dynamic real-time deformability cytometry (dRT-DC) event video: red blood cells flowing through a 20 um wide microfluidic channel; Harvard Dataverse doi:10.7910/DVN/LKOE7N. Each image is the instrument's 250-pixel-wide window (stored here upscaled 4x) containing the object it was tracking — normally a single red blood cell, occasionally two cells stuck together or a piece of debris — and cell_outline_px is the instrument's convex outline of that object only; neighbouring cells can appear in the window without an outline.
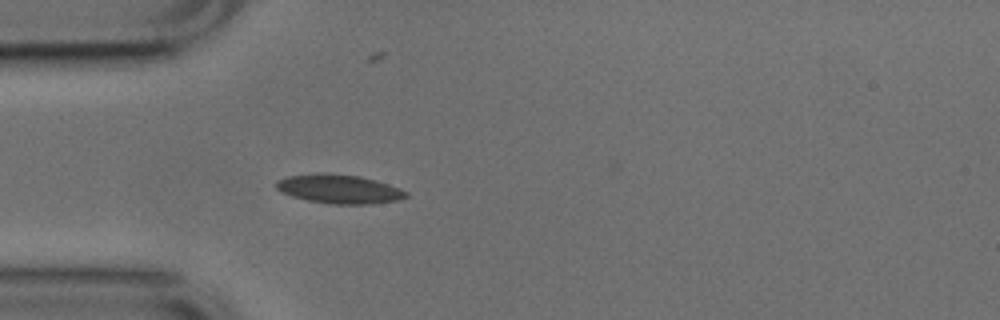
{"species": "common noctule bat (a hibernating species)", "species_latin": "Nyctalus noctula", "temperature_condition": "cold", "stored_images_in_passage": 4, "camera_frame_rate_fps": 3000, "um_per_image_px": 0.085, "animal": {"sex": "male", "body_mass_g": 17.9, "forearm_length_mm": 54.2}, "frame": {"image": 1, "passage_image": 4, "time_ms": 1.0, "image_size_px": [1000, 320], "cell_outline_px": [[408, 196], [400, 200], [372, 204], [332, 204], [308, 200], [292, 196], [276, 188], [276, 180], [288, 176], [360, 176], [376, 180], [400, 188], [408, 192]], "centroid_in_image_um": [28.93, 16.12], "position_along_channel_um": 56.1, "area_um2": 20.92}}